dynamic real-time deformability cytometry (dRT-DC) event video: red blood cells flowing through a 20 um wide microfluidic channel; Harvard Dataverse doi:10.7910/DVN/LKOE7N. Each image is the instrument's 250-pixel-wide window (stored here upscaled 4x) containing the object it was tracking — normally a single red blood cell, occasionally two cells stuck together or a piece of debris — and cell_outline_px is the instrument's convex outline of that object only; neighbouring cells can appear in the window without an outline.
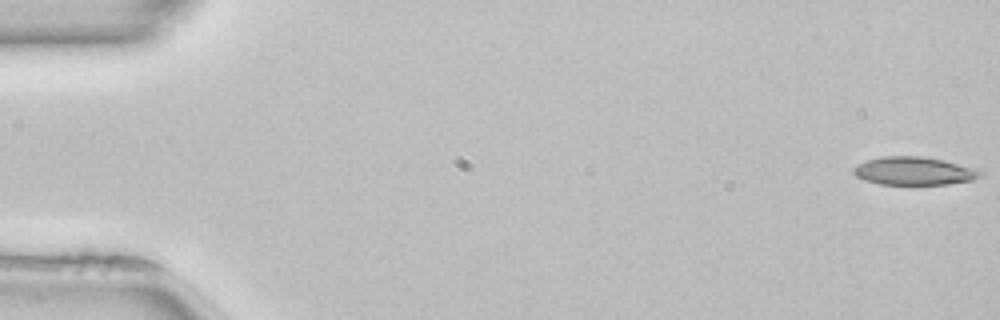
{"species": "common noctule bat (a hibernating species)", "species_latin": "Nyctalus noctula", "temperature_condition": "room temperature", "stored_images_in_passage": 51, "camera_frame_rate_fps": 3000, "um_per_image_px": 0.085, "animal": {"sex": "female", "body_mass_g": 22.7, "forearm_length_mm": 54.2}, "frame": {"image": 1, "passage_image": 1, "time_ms": 0.0, "image_size_px": [1000, 320], "cell_outline_px": [[984, 172], [980, 176], [972, 180], [948, 184], [880, 184], [864, 180], [856, 176], [852, 172], [852, 168], [856, 164], [868, 160], [884, 156], [920, 156], [944, 160]], "centroid_in_image_um": [77.63, 14.53], "position_along_channel_um": 7.4, "area_um2": 20.58}}
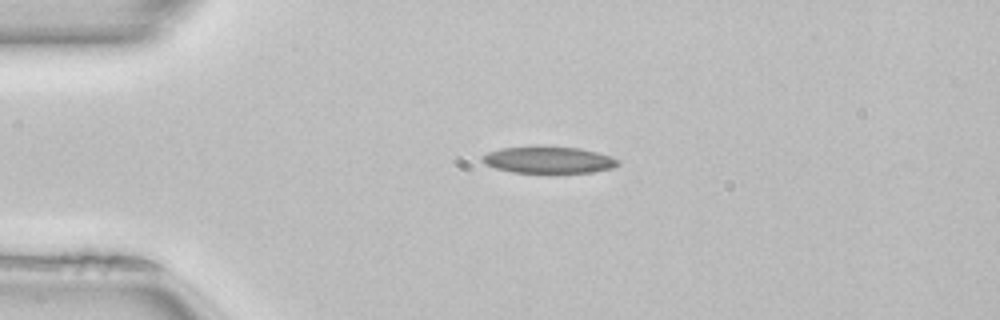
{"frame": {"image": 2, "passage_image": 12, "time_ms": 3.667, "image_size_px": [1000, 320], "cell_outline_px": [[620, 164], [612, 168], [592, 172], [512, 172], [496, 168], [484, 164], [480, 160], [480, 156], [488, 152], [500, 148], [536, 144], [580, 148], [596, 152], [620, 160]], "centroid_in_image_um": [46.56, 13.55], "position_along_channel_um": 38.4, "area_um2": 21.62}, "authors_computed_cell_mechanics": {"area_um2": 20.7502, "velocity_mm_per_s": 4.0593, "shape_relaxation_time_tau1_ms": null, "shape_relaxation_time_tau2_ms": 5.0795, "deformation_change_tau1": null, "deformation_change_tau2": 0.1662}}